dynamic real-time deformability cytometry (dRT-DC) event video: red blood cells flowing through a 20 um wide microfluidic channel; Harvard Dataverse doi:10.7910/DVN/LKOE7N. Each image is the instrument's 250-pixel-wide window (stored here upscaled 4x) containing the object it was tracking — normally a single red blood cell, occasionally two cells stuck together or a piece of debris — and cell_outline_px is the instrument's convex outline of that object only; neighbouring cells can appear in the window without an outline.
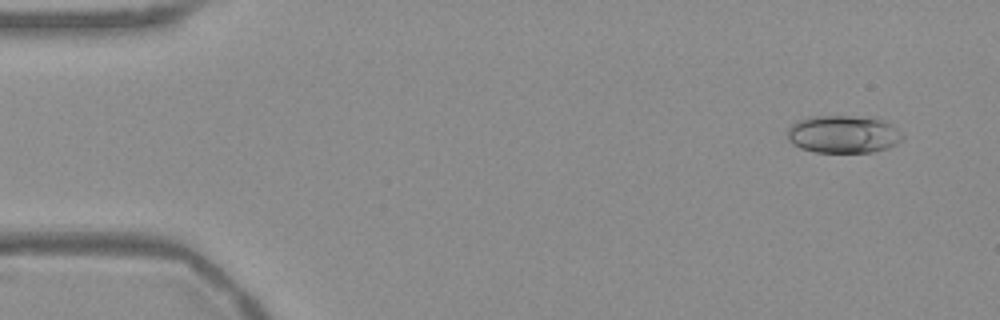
{"species": "Egyptian fruit bat (a non-hibernating species)", "species_latin": "Rousettus aegyptiacus", "temperature_condition": "warm", "stored_images_in_passage": 54, "camera_frame_rate_fps": 3000, "um_per_image_px": 0.085, "frame": {"image": 1, "passage_image": 4, "time_ms": 1.0, "image_size_px": [1000, 320], "cell_outline_px": [[904, 140], [888, 148], [872, 152], [816, 152], [800, 148], [792, 144], [788, 140], [784, 132], [796, 120], [808, 116], [876, 116], [884, 120], [896, 128], [904, 136]], "centroid_in_image_um": [71.66, 11.39], "position_along_channel_um": 13.3, "area_um2": 25.95}}
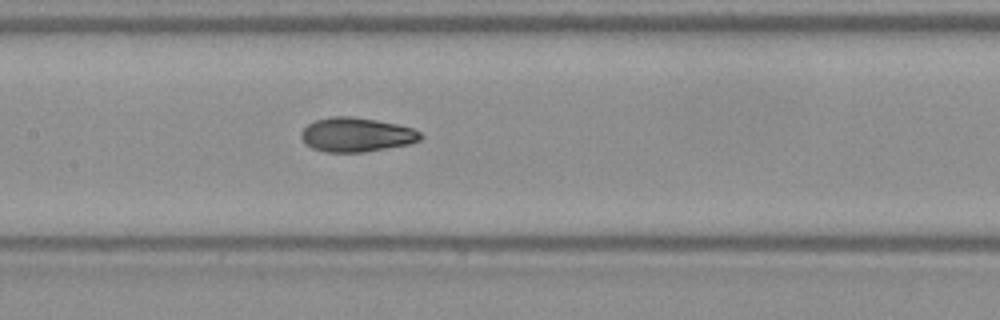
{"frame": {"image": 2, "passage_image": 26, "time_ms": 8.333, "image_size_px": [1000, 320], "cell_outline_px": [[424, 136], [420, 140], [412, 144], [364, 152], [324, 152], [312, 148], [300, 136], [300, 132], [308, 124], [316, 120], [332, 116], [352, 116], [376, 120], [396, 124], [412, 128], [420, 132]], "centroid_in_image_um": [30.32, 11.45], "position_along_channel_um": 177.1, "area_um2": 23.87}}
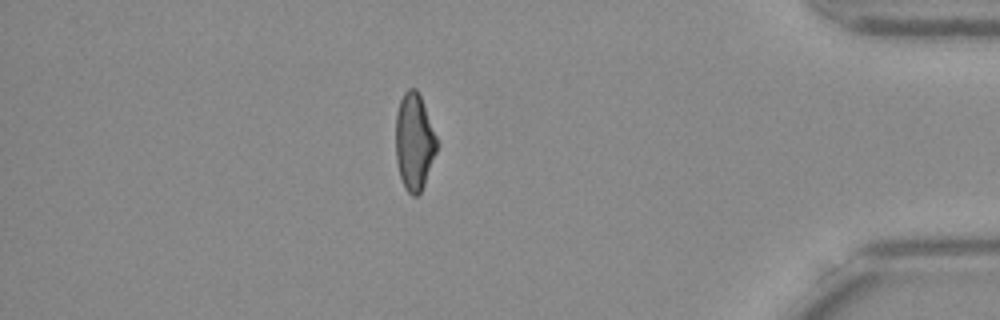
{"frame": {"image": 3, "passage_image": 47, "time_ms": 15.333, "image_size_px": [1000, 320], "cell_outline_px": [[440, 144], [424, 184], [420, 192], [416, 196], [412, 196], [404, 188], [400, 176], [396, 160], [396, 112], [400, 100], [404, 92], [408, 88], [416, 88], [420, 96]], "centroid_in_image_um": [35.22, 12.05], "position_along_channel_um": 400.0, "area_um2": 23.35}, "authors_computed_cell_mechanics": {"area_um2": 23.9292, "velocity_mm_per_s": 3.7605, "shape_relaxation_time_tau1_ms": 4.5389, "shape_relaxation_time_tau2_ms": 1.8472, "deformation_change_tau1": 0.1845, "deformation_change_tau2": 0.0771}}